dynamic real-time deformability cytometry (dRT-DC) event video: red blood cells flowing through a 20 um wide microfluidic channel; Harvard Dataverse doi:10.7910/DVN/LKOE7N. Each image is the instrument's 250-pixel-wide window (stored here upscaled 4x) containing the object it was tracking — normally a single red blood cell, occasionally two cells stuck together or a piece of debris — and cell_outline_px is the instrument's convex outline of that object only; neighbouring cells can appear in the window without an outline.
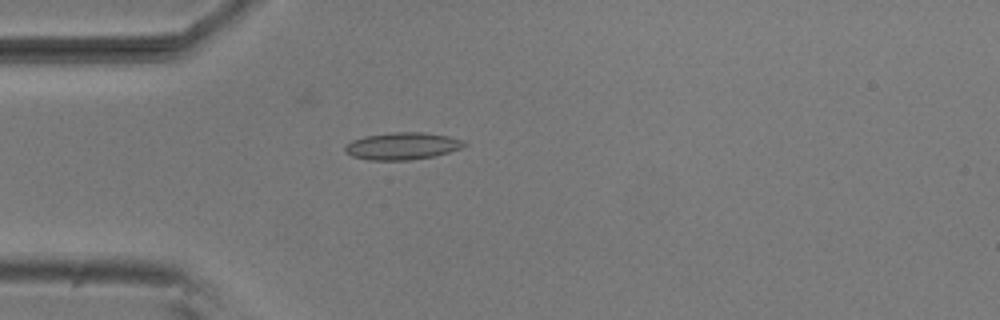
{"species": "common noctule bat (a hibernating species)", "species_latin": "Nyctalus noctula", "temperature_condition": "room temperature", "stored_images_in_passage": 4, "camera_frame_rate_fps": 3000, "um_per_image_px": 0.085, "animal": {"sex": "male", "body_mass_g": 20.5, "forearm_length_mm": 52.5}, "frame": {"image": 1, "passage_image": 4, "time_ms": 1.0, "image_size_px": [1000, 320], "cell_outline_px": [[468, 144], [460, 148], [448, 152], [432, 156], [412, 160], [368, 160], [352, 156], [344, 152], [344, 144], [352, 140], [364, 136], [392, 132], [424, 132], [448, 136], [464, 140]], "centroid_in_image_um": [34.15, 12.41], "position_along_channel_um": 50.8, "area_um2": 19.02}}